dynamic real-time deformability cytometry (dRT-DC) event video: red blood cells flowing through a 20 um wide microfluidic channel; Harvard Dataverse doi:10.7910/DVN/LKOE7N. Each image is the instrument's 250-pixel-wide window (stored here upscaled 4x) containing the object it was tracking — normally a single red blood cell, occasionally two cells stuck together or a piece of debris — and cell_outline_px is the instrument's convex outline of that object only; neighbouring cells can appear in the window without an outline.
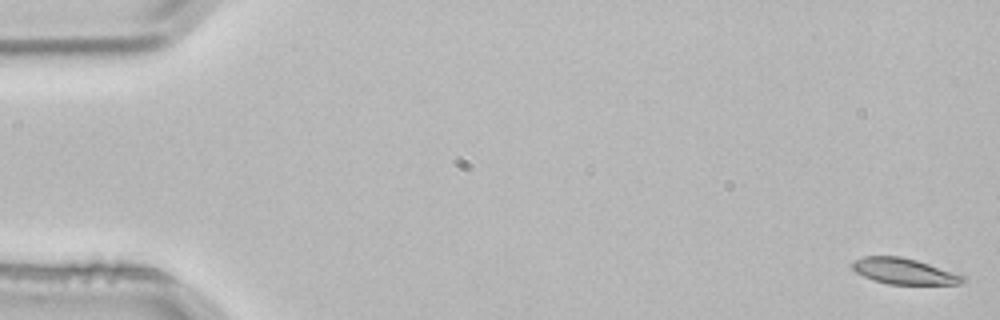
{"species": "common noctule bat (a hibernating species)", "species_latin": "Nyctalus noctula", "temperature_condition": "room temperature", "stored_images_in_passage": 53, "camera_frame_rate_fps": 3000, "um_per_image_px": 0.085, "animal": {"sex": "male", "body_mass_g": 21.5, "forearm_length_mm": 52.0}, "frame": {"image": 1, "passage_image": 1, "time_ms": 0.0, "image_size_px": [1000, 320], "cell_outline_px": [[968, 280], [960, 284], [888, 284], [872, 280], [856, 272], [852, 268], [852, 260], [864, 256], [900, 256], [916, 260], [964, 276]], "centroid_in_image_um": [76.81, 23.05], "position_along_channel_um": 8.2, "area_um2": 16.59}}
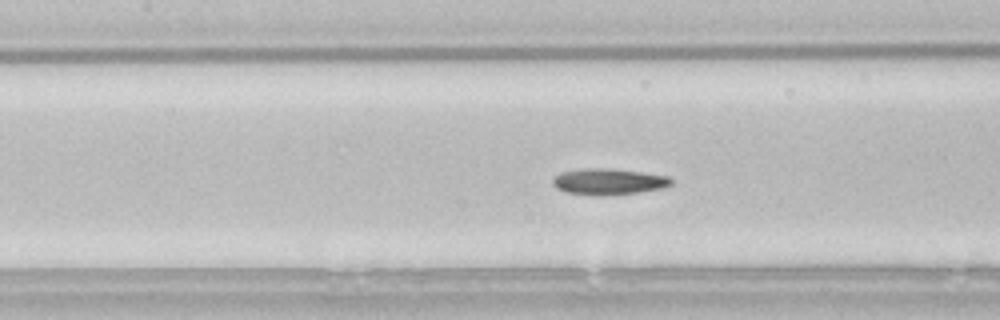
{"frame": {"image": 2, "passage_image": 24, "time_ms": 7.667, "image_size_px": [1000, 320], "cell_outline_px": [[672, 184], [664, 188], [636, 192], [604, 196], [600, 196], [568, 192], [556, 188], [552, 184], [552, 180], [560, 172], [580, 168], [608, 168], [644, 172], [668, 176], [672, 180]], "centroid_in_image_um": [51.72, 15.42], "position_along_channel_um": 155.7, "area_um2": 18.15}}
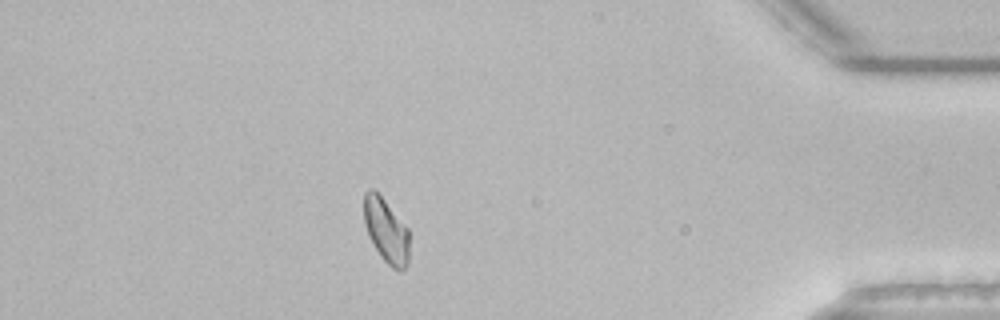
{"frame": {"image": 3, "passage_image": 47, "time_ms": 15.333, "image_size_px": [1000, 320], "cell_outline_px": [[408, 264], [400, 272], [396, 272], [380, 256], [368, 236], [364, 220], [364, 192], [368, 188], [372, 188], [384, 200], [408, 228]], "centroid_in_image_um": [32.81, 19.63], "position_along_channel_um": 402.4, "area_um2": 16.94}}